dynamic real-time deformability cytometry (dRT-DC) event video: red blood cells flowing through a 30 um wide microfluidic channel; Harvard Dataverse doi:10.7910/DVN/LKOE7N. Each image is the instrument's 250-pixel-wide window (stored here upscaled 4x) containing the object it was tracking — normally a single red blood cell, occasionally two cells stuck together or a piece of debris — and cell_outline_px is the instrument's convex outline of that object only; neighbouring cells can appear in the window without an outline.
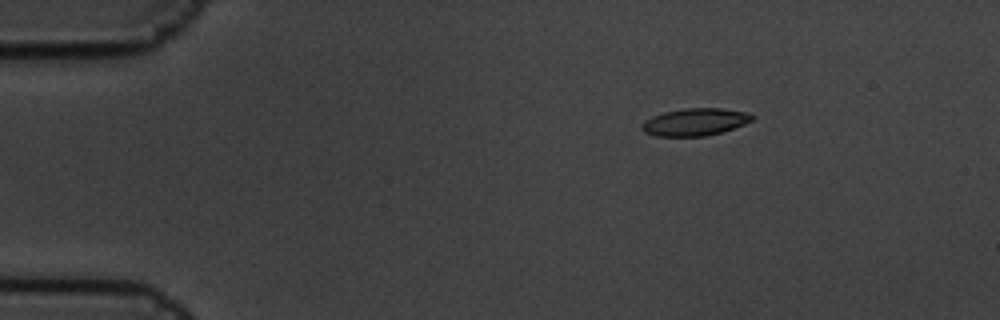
{"species": "common noctule bat (a hibernating species)", "species_latin": "Nyctalus noctula", "temperature_condition": "cold", "stored_images_in_passage": 6, "camera_frame_rate_fps": 3000, "um_per_image_px": 0.085, "animal": {"sex": "male", "body_mass_g": 19.5, "forearm_length_mm": 54.6}, "frame": {"image": 1, "passage_image": 6, "time_ms": 1.667, "image_size_px": [1000, 320], "cell_outline_px": [[756, 116], [752, 120], [744, 124], [720, 132], [704, 136], [656, 136], [644, 132], [640, 128], [640, 124], [644, 120], [652, 116], [664, 112], [684, 108], [720, 108], [744, 112]], "centroid_in_image_um": [59.01, 10.36], "position_along_channel_um": 26.0, "area_um2": 17.51}}